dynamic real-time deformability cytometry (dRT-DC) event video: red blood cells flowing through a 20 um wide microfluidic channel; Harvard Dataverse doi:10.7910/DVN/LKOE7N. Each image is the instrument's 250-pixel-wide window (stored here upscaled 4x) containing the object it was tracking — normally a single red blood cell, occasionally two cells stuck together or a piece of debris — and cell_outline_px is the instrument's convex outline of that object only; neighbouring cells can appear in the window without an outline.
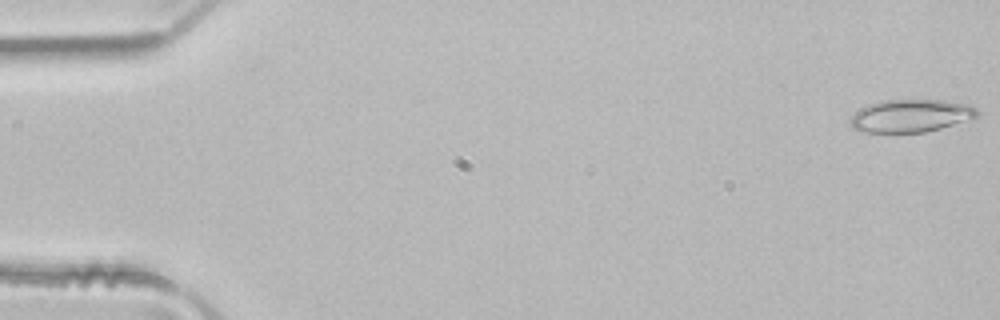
{"species": "common noctule bat (a hibernating species)", "species_latin": "Nyctalus noctula", "temperature_condition": "room temperature", "stored_images_in_passage": 4, "camera_frame_rate_fps": 3000, "um_per_image_px": 0.085, "animal": {"sex": "male", "body_mass_g": 21.5, "forearm_length_mm": 52.0}, "frame": {"image": 1, "passage_image": 4, "time_ms": 1.0, "image_size_px": [1000, 320], "cell_outline_px": [[980, 116], [940, 128], [924, 132], [860, 132], [852, 128], [848, 120], [848, 116], [860, 108], [868, 104], [884, 100], [944, 100], [968, 104], [976, 108], [980, 112]], "centroid_in_image_um": [77.37, 9.84], "position_along_channel_um": 7.6, "area_um2": 24.45}}